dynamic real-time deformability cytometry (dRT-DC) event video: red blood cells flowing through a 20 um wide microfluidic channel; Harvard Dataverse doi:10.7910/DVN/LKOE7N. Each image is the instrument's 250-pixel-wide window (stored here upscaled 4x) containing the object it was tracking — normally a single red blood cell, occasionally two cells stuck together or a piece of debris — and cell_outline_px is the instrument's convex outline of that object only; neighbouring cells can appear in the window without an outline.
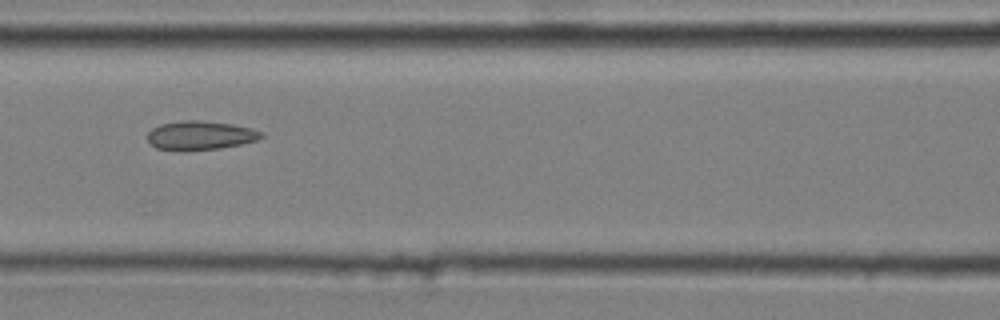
{"species": "common noctule bat (a hibernating species)", "species_latin": "Nyctalus noctula", "temperature_condition": "cold", "stored_images_in_passage": 7, "camera_frame_rate_fps": 3000, "um_per_image_px": 0.085, "animal": {"sex": "male", "body_mass_g": 20.4}, "frame": {"image": 1, "passage_image": 7, "time_ms": 2.0, "image_size_px": [1000, 320], "cell_outline_px": [[264, 136], [256, 140], [240, 144], [220, 148], [184, 152], [156, 148], [148, 140], [148, 132], [152, 128], [160, 124], [184, 120], [200, 120], [232, 124], [252, 128], [264, 132]], "centroid_in_image_um": [17.02, 11.52], "position_along_channel_um": 149.6, "area_um2": 19.42}}